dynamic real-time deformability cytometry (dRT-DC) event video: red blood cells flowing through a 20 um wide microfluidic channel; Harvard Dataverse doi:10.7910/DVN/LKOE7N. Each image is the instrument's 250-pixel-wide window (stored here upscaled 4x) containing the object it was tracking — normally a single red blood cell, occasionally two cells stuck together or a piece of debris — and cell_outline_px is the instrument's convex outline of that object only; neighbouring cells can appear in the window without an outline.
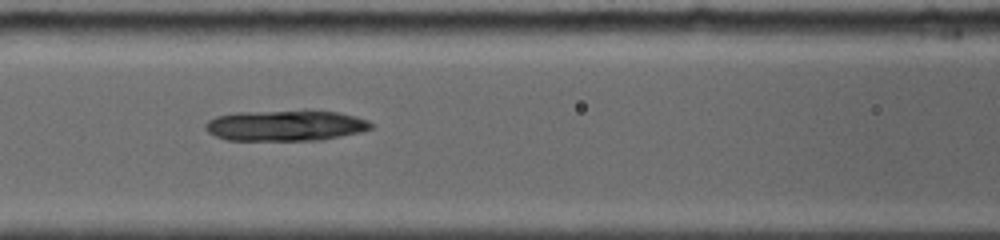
{"species": "common noctule bat (a hibernating species)", "species_latin": "Nyctalus noctula", "temperature_condition": "room temperature", "stored_images_in_passage": 62, "camera_frame_rate_fps": 5000, "um_per_image_px": 0.085, "animal": {"sex": "female", "body_mass_g": 19.0, "forearm_length_mm": 56.7}, "frame": {"image": 1, "passage_image": 10, "time_ms": 1.6, "image_size_px": [1000, 240], "cell_outline_px": [[372, 128], [360, 132], [320, 140], [228, 140], [216, 136], [208, 132], [204, 128], [204, 124], [208, 120], [216, 116], [236, 112], [308, 108], [336, 112], [356, 116], [368, 120], [372, 124]], "centroid_in_image_um": [24.27, 10.63], "position_along_channel_um": 142.3, "area_um2": 30.58}}
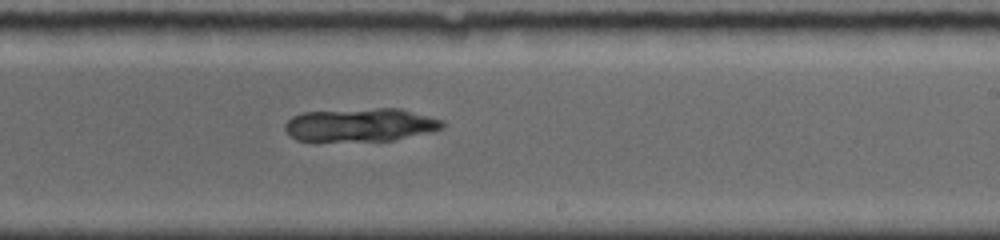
{"frame": {"image": 2, "passage_image": 26, "time_ms": 4.6, "image_size_px": [1000, 240], "cell_outline_px": [[448, 124], [444, 128], [392, 140], [316, 144], [296, 140], [284, 128], [284, 124], [292, 116], [300, 112], [376, 108], [400, 108], [444, 120]], "centroid_in_image_um": [30.57, 10.65], "position_along_channel_um": 258.4, "area_um2": 31.67}}
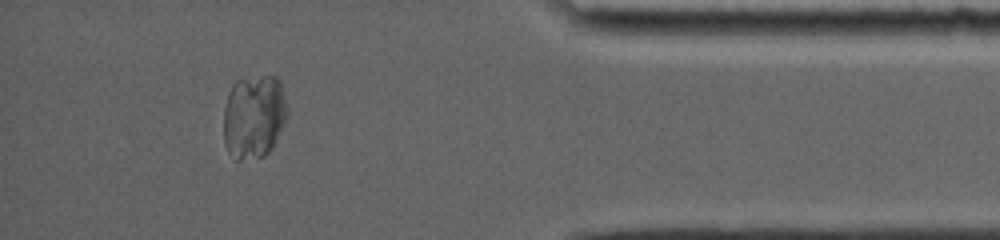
{"frame": {"image": 3, "passage_image": 52, "time_ms": 9.2, "image_size_px": [1000, 240], "cell_outline_px": [[288, 116], [272, 148], [264, 156], [240, 160], [236, 160], [228, 152], [224, 144], [224, 108], [228, 92], [232, 84], [236, 80], [264, 76], [276, 76], [280, 80], [288, 108]], "centroid_in_image_um": [21.58, 9.9], "position_along_channel_um": 413.6, "area_um2": 31.5}}